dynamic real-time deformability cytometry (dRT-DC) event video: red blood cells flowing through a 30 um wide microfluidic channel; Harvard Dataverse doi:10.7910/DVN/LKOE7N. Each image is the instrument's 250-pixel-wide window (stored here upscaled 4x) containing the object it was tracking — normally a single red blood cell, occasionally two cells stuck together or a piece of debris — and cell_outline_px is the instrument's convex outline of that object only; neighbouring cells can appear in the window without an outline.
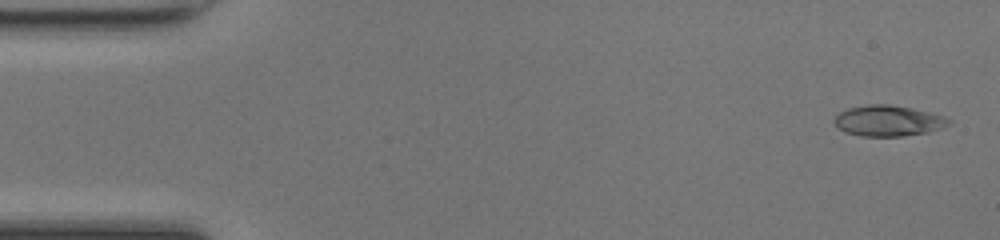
{"species": "common noctule bat (a hibernating species)", "species_latin": "Nyctalus noctula", "temperature_condition": "room temperature", "stored_images_in_passage": 48, "camera_frame_rate_fps": 3000, "um_per_image_px": 0.085, "animal": {"sex": "female", "body_mass_g": 17.0, "forearm_length_mm": 48.0}, "frame": {"image": 1, "passage_image": 2, "time_ms": 0.333, "image_size_px": [1000, 240], "cell_outline_px": [[952, 120], [944, 128], [928, 132], [904, 136], [860, 136], [844, 132], [832, 120], [840, 112], [848, 108], [868, 104], [888, 104], [912, 108], [944, 116]], "centroid_in_image_um": [75.5, 10.27], "position_along_channel_um": 9.5, "area_um2": 20.58}}
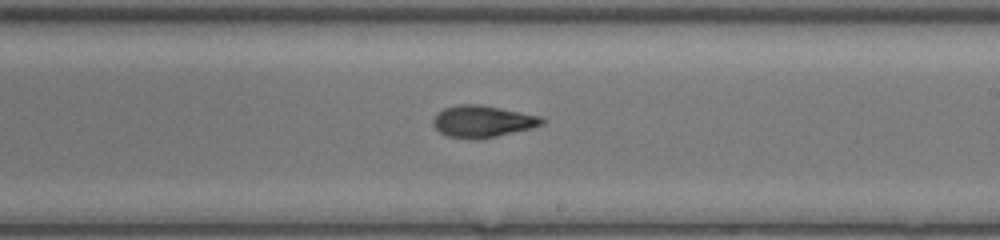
{"frame": {"image": 2, "passage_image": 28, "time_ms": 9.0, "image_size_px": [1000, 240], "cell_outline_px": [[544, 124], [532, 128], [496, 136], [476, 140], [448, 136], [440, 132], [432, 124], [432, 120], [436, 112], [444, 108], [456, 104], [480, 104], [544, 116]], "centroid_in_image_um": [41.02, 10.31], "position_along_channel_um": 248.0, "area_um2": 20.46}}
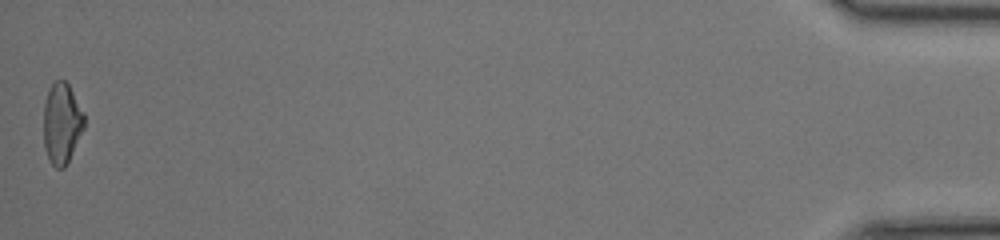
{"frame": {"image": 3, "passage_image": 48, "time_ms": 15.667, "image_size_px": [1000, 240], "cell_outline_px": [[84, 128], [64, 168], [56, 168], [52, 164], [44, 148], [44, 104], [48, 92], [52, 84], [56, 80], [64, 80], [68, 84], [84, 112]], "centroid_in_image_um": [5.25, 10.47], "position_along_channel_um": 430.0, "area_um2": 18.84}, "authors_computed_cell_mechanics": {"area_um2": 19.7098, "velocity_mm_per_s": 4.3126, "shape_relaxation_time_tau1_ms": 6.8207, "shape_relaxation_time_tau2_ms": 2.0072, "deformation_change_tau1": 0.2647, "deformation_change_tau2": 0.1002}}